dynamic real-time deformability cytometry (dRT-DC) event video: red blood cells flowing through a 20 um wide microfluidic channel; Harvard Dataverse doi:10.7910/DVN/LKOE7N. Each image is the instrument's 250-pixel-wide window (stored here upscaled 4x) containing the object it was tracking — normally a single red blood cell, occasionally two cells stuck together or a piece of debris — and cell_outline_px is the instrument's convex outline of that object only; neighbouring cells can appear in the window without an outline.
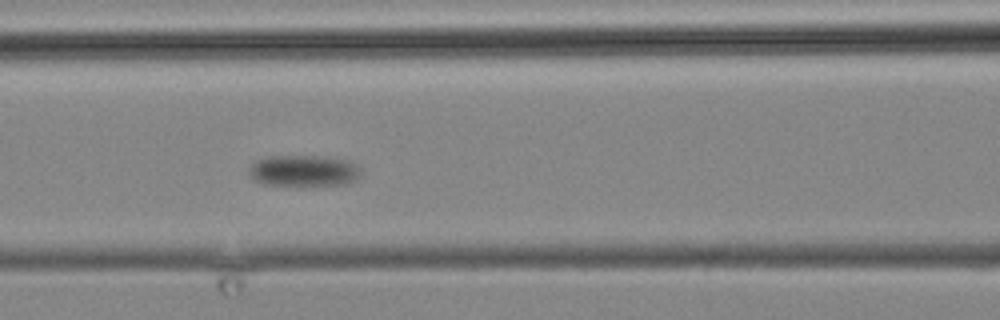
{"species": "common noctule bat (a hibernating species)", "species_latin": "Nyctalus noctula", "temperature_condition": "cold", "stored_images_in_passage": 6, "camera_frame_rate_fps": 3000, "um_per_image_px": 0.085, "animal": {"sex": "male", "body_mass_g": 19.2, "forearm_length_mm": 51.8}, "frame": {"image": 1, "passage_image": 6, "time_ms": 5.667, "image_size_px": [1000, 320], "cell_outline_px": [[360, 176], [356, 180], [348, 184], [264, 184], [252, 180], [248, 176], [248, 168], [256, 160], [268, 156], [320, 156], [348, 160], [356, 164], [360, 168]], "centroid_in_image_um": [25.79, 14.49], "position_along_channel_um": 140.8, "area_um2": 20.35}}